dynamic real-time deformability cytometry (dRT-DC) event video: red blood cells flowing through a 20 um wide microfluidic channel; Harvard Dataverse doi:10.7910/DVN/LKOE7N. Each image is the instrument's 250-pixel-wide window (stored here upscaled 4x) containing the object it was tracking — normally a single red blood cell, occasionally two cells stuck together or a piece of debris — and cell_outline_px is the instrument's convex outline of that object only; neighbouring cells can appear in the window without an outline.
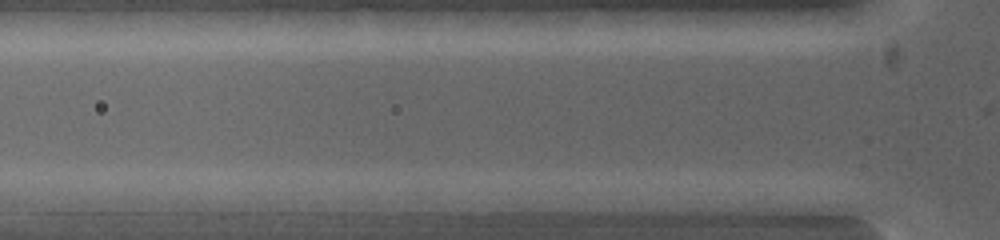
{"species": "common noctule bat (a hibernating species)", "species_latin": "Nyctalus noctula", "temperature_condition": "warm", "stored_images_in_passage": 3, "camera_frame_rate_fps": 5000, "um_per_image_px": 0.085, "animal": {"sex": "female", "body_mass_g": 19.0, "forearm_length_mm": 53.3}, "frame": {"image": 1, "passage_image": 3, "time_ms": 0.4, "image_size_px": [1000, 240], "cell_outline_px": [[584, 200], [568, 212], [508, 212], [496, 200], [508, 192], [576, 192]], "centroid_in_image_um": [45.89, 17.15], "position_along_channel_um": 79.9, "area_um2": 10.92}}